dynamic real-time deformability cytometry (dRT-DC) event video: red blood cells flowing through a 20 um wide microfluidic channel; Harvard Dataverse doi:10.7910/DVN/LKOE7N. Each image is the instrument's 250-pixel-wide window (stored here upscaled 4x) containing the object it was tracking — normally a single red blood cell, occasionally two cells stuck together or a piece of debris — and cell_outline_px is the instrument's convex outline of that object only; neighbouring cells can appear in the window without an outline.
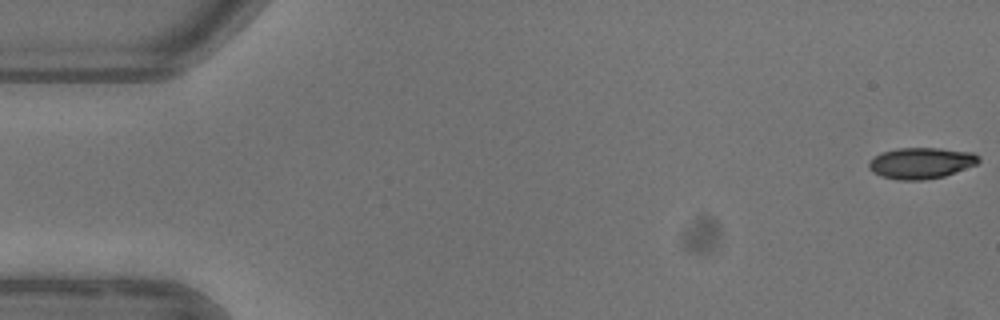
{"species": "common noctule bat (a hibernating species)", "species_latin": "Nyctalus noctula", "temperature_condition": "warm", "stored_images_in_passage": 5, "camera_frame_rate_fps": 3000, "um_per_image_px": 0.085, "animal": {"sex": "female"}, "frame": {"image": 1, "passage_image": 1, "time_ms": 0.0, "image_size_px": [1000, 320], "cell_outline_px": [[980, 160], [976, 164], [944, 176], [924, 180], [896, 180], [880, 176], [872, 172], [868, 168], [868, 164], [880, 152], [896, 148], [940, 148], [972, 152], [980, 156]], "centroid_in_image_um": [78.27, 13.86], "position_along_channel_um": 6.7, "area_um2": 20.0}}
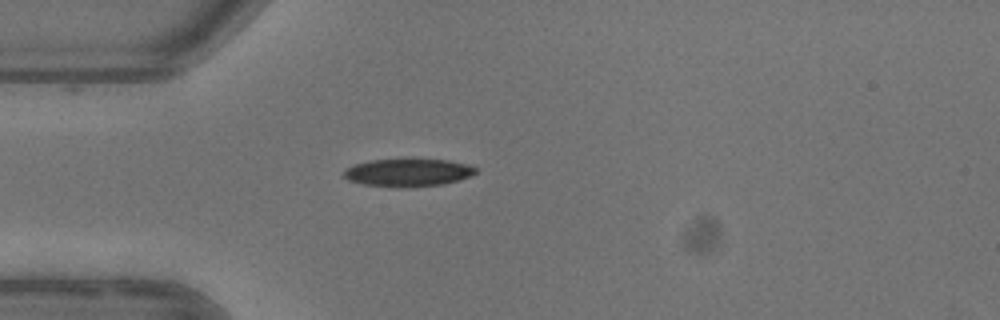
{"frame": {"image": 2, "passage_image": 5, "time_ms": 4.667, "image_size_px": [1000, 320], "cell_outline_px": [[476, 172], [460, 180], [444, 184], [404, 188], [400, 188], [364, 184], [348, 180], [344, 176], [344, 168], [352, 164], [368, 160], [404, 156], [412, 156], [448, 160], [468, 164], [476, 168]], "centroid_in_image_um": [34.65, 14.61], "position_along_channel_um": 50.4, "area_um2": 22.6}}